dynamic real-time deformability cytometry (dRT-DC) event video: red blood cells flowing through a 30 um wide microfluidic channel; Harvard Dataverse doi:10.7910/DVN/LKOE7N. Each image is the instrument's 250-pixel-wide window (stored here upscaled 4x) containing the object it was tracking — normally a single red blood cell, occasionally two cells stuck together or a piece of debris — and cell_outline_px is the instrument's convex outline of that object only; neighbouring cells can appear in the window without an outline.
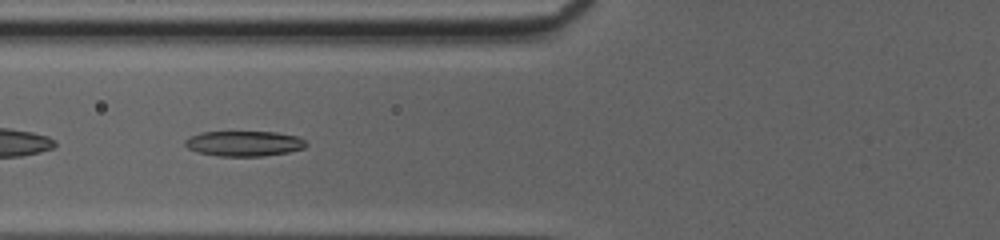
{"species": "common noctule bat (a hibernating species)", "species_latin": "Nyctalus noctula", "temperature_condition": "cold", "stored_images_in_passage": 36, "camera_frame_rate_fps": 3000, "um_per_image_px": 0.085, "animal": {"sex": "female", "body_mass_g": 20.0, "forearm_length_mm": 54.0}, "frame": {"image": 1, "passage_image": 7, "time_ms": 2.0, "image_size_px": [1000, 240], "cell_outline_px": [[308, 144], [304, 148], [288, 152], [264, 156], [220, 156], [200, 152], [188, 148], [184, 144], [184, 140], [188, 136], [204, 132], [276, 132], [296, 136], [304, 140]], "centroid_in_image_um": [20.74, 12.19], "position_along_channel_um": 105.1, "area_um2": 17.74}}
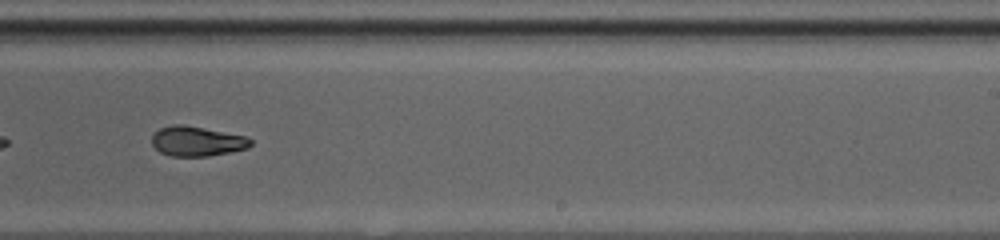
{"frame": {"image": 2, "passage_image": 19, "time_ms": 6.0, "image_size_px": [1000, 240], "cell_outline_px": [[252, 144], [248, 148], [208, 156], [172, 156], [160, 152], [152, 144], [152, 136], [160, 128], [172, 124], [184, 124], [244, 136], [252, 140]], "centroid_in_image_um": [16.72, 12.0], "position_along_channel_um": 272.3, "area_um2": 16.99}}
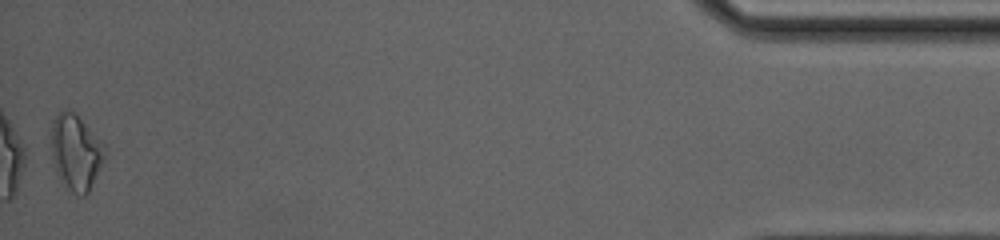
{"frame": {"image": 3, "passage_image": 36, "time_ms": 11.667, "image_size_px": [1000, 240], "cell_outline_px": [[104, 156], [88, 192], [84, 196], [80, 196], [72, 192], [60, 180], [56, 172], [52, 160], [52, 120], [64, 108], [68, 108], [104, 144]], "centroid_in_image_um": [6.4, 12.95], "position_along_channel_um": 428.8, "area_um2": 22.83}, "authors_computed_cell_mechanics": {"area_um2": 17.9758, "velocity_mm_per_s": 4.1724, "shape_relaxation_time_tau1_ms": 4.7327, "shape_relaxation_time_tau2_ms": 1.5271, "deformation_change_tau1": 0.1716, "deformation_change_tau2": 0.0625}}